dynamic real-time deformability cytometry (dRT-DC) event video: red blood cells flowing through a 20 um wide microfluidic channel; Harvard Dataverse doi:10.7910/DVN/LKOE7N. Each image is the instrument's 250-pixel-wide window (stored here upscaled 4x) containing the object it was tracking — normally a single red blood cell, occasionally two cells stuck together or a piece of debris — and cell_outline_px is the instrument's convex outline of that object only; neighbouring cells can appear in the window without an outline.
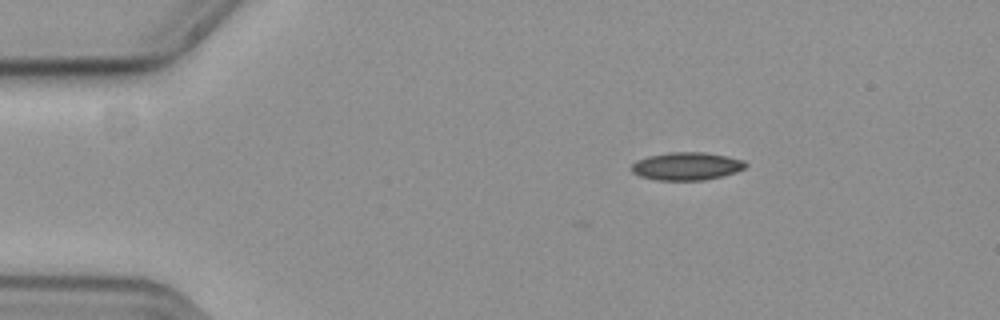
{"species": "common noctule bat (a hibernating species)", "species_latin": "Nyctalus noctula", "temperature_condition": "cold", "stored_images_in_passage": 3, "camera_frame_rate_fps": 3000, "um_per_image_px": 0.085, "animal": {"sex": "female", "body_mass_g": 19.3, "forearm_length_mm": 54.1}, "frame": {"image": 1, "passage_image": 1, "time_ms": 0.0, "image_size_px": [1000, 320], "cell_outline_px": [[748, 164], [744, 168], [736, 172], [704, 180], [660, 180], [640, 176], [632, 172], [632, 164], [636, 160], [648, 156], [668, 152], [704, 152], [728, 156], [744, 160]], "centroid_in_image_um": [58.37, 14.11], "position_along_channel_um": 26.6, "area_um2": 18.5}}